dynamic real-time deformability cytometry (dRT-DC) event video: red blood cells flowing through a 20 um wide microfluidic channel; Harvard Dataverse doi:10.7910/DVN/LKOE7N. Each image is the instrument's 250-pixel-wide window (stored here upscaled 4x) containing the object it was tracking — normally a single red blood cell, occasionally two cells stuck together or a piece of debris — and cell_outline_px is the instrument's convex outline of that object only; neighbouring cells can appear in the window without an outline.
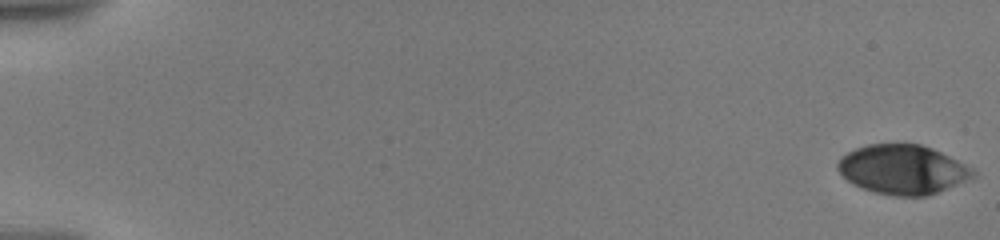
{"species": "human", "species_latin": "Homo sapiens", "temperature_condition": "warm", "stored_images_in_passage": 38, "camera_frame_rate_fps": 3000, "um_per_image_px": 0.085, "donor": {"sex": "male"}, "frame": {"image": 1, "passage_image": 1, "time_ms": 0.0, "image_size_px": [1000, 240], "cell_outline_px": [[976, 176], [928, 196], [892, 196], [876, 192], [852, 184], [836, 168], [836, 164], [840, 156], [856, 148], [868, 144], [920, 144], [932, 148], [972, 168], [976, 172]], "centroid_in_image_um": [76.7, 14.41], "position_along_channel_um": 8.3, "area_um2": 38.67}}
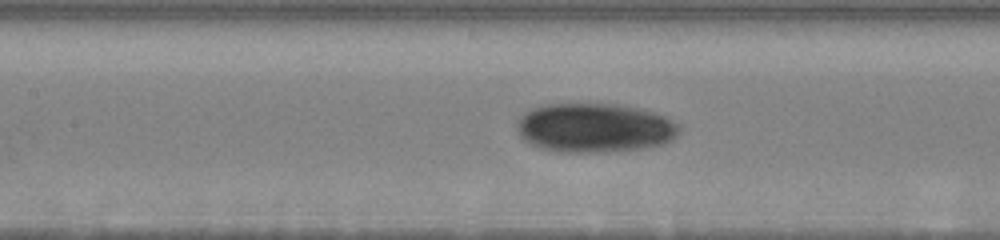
{"frame": {"image": 2, "passage_image": 22, "time_ms": 9.333, "image_size_px": [1000, 240], "cell_outline_px": [[680, 132], [672, 140], [664, 144], [640, 148], [604, 152], [560, 152], [544, 148], [532, 144], [524, 140], [520, 136], [516, 128], [520, 116], [524, 112], [544, 104], [624, 104], [656, 112], [680, 124]], "centroid_in_image_um": [50.57, 10.85], "position_along_channel_um": 156.8, "area_um2": 46.76}}
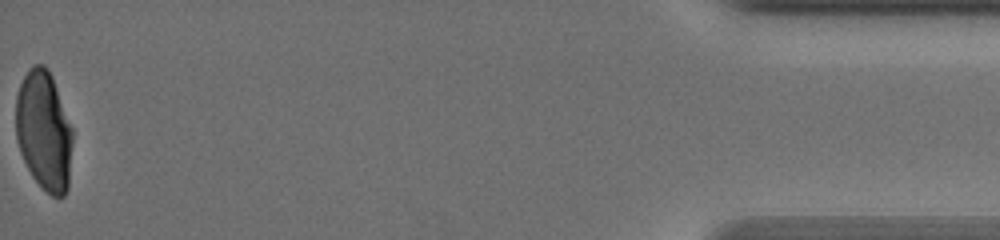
{"frame": {"image": 3, "passage_image": 38, "time_ms": 19.333, "image_size_px": [1000, 240], "cell_outline_px": [[72, 144], [68, 188], [64, 196], [52, 196], [32, 176], [20, 152], [16, 140], [16, 96], [20, 84], [28, 68], [32, 64], [44, 64], [48, 68], [52, 76], [72, 128]], "centroid_in_image_um": [3.73, 11.08], "position_along_channel_um": 431.5, "area_um2": 39.48}, "authors_computed_cell_mechanics": {"area_um2": 41.2981, "velocity_mm_per_s": 3.5695, "shape_relaxation_time_tau1_ms": 4.8056, "shape_relaxation_time_tau2_ms": 2.1645, "deformation_change_tau1": 0.1644, "deformation_change_tau2": 0.0518}}